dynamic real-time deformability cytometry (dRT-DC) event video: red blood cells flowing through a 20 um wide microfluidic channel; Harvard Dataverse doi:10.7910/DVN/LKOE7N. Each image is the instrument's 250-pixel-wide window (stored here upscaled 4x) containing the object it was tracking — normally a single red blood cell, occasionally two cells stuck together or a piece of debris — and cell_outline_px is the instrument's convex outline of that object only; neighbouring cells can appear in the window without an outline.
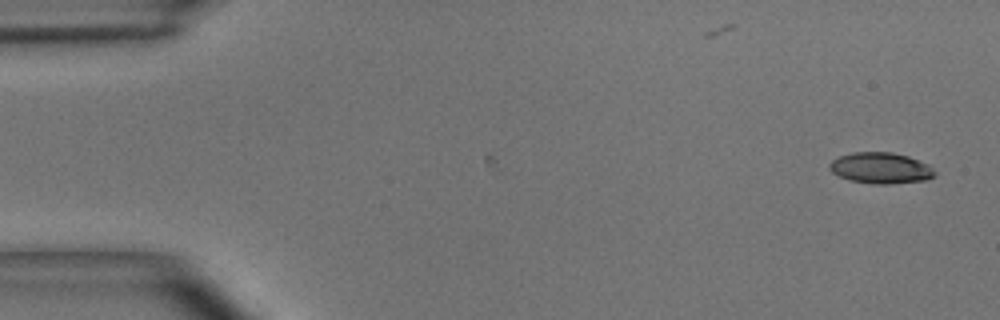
{"species": "common noctule bat (a hibernating species)", "species_latin": "Nyctalus noctula", "temperature_condition": "room temperature", "stored_images_in_passage": 2, "camera_frame_rate_fps": 3000, "um_per_image_px": 0.085, "animal": {"sex": "male", "body_mass_g": 15.6}, "frame": {"image": 1, "passage_image": 2, "time_ms": 0.333, "image_size_px": [1000, 320], "cell_outline_px": [[936, 176], [928, 180], [888, 184], [872, 184], [848, 180], [832, 172], [828, 168], [828, 164], [832, 160], [840, 156], [852, 152], [892, 152], [908, 156], [928, 164], [936, 172]], "centroid_in_image_um": [74.87, 14.29], "position_along_channel_um": 10.1, "area_um2": 19.25}}